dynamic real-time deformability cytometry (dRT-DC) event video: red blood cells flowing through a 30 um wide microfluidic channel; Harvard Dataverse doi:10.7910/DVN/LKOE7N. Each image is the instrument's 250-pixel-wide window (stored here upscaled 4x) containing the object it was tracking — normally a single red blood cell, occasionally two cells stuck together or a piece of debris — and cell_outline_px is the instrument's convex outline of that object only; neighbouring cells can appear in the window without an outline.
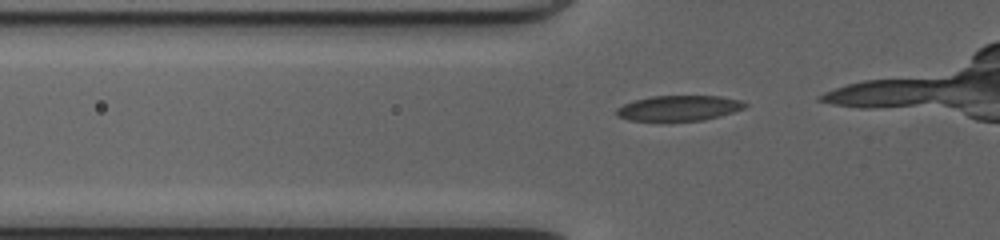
{"species": "common noctule bat (a hibernating species)", "species_latin": "Nyctalus noctula", "temperature_condition": "cold", "stored_images_in_passage": 15, "camera_frame_rate_fps": 3000, "um_per_image_px": 0.085, "animal": {"sex": "female", "body_mass_g": 20.0, "forearm_length_mm": 54.0}, "frame": {"image": 1, "passage_image": 10, "time_ms": 3.0, "image_size_px": [1000, 240], "cell_outline_px": [[748, 104], [744, 108], [720, 116], [704, 120], [628, 120], [616, 116], [616, 108], [624, 104], [636, 100], [652, 96], [720, 96], [740, 100]], "centroid_in_image_um": [57.7, 9.18], "position_along_channel_um": 68.1, "area_um2": 18.73}}
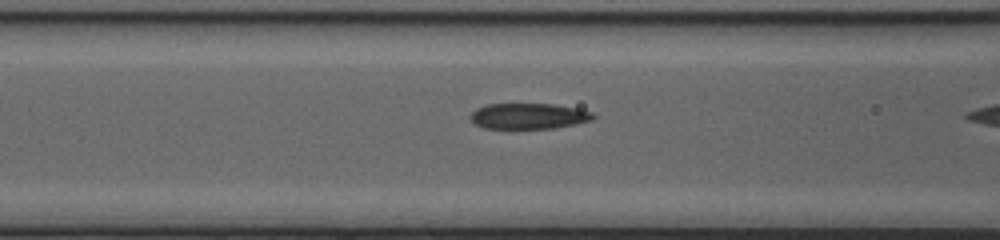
{"frame": {"image": 2, "passage_image": 14, "time_ms": 4.333, "image_size_px": [1000, 240], "cell_outline_px": [[596, 116], [592, 120], [576, 124], [552, 128], [484, 128], [476, 124], [468, 116], [476, 108], [488, 104], [552, 104], [576, 108], [592, 112]], "centroid_in_image_um": [44.93, 9.86], "position_along_channel_um": 121.7, "area_um2": 18.32}}